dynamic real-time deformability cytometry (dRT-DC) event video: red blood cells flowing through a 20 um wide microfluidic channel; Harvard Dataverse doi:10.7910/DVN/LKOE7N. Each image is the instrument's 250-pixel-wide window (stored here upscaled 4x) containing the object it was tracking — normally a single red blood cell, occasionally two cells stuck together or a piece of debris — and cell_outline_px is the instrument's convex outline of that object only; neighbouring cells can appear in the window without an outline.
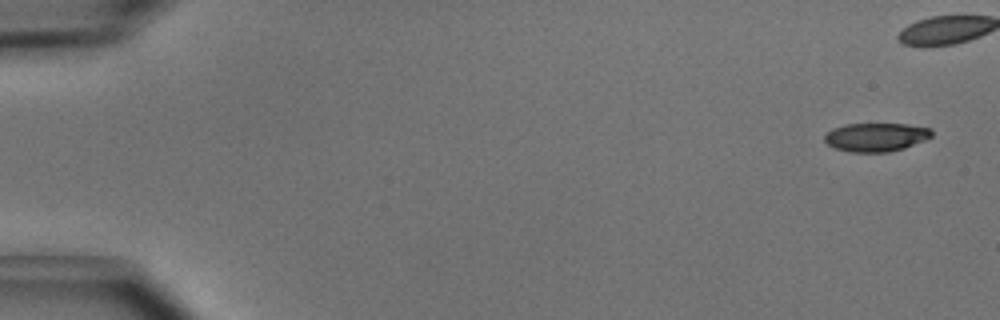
{"species": "common noctule bat (a hibernating species)", "species_latin": "Nyctalus noctula", "temperature_condition": "cold", "stored_images_in_passage": 5, "camera_frame_rate_fps": 3000, "um_per_image_px": 0.085, "animal": {"sex": "male", "body_mass_g": 15.6}, "frame": {"image": 1, "passage_image": 1, "time_ms": 0.0, "image_size_px": [1000, 320], "cell_outline_px": [[932, 136], [924, 140], [904, 148], [888, 152], [848, 152], [836, 148], [828, 144], [824, 140], [824, 136], [832, 128], [844, 124], [908, 124], [932, 128]], "centroid_in_image_um": [74.46, 11.65], "position_along_channel_um": 10.5, "area_um2": 17.86}}
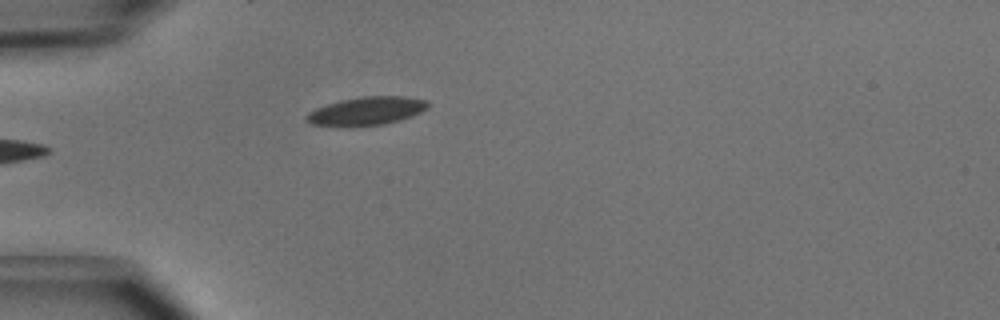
{"frame": {"image": 2, "passage_image": 5, "time_ms": 1.333, "image_size_px": [1000, 320], "cell_outline_px": [[432, 104], [428, 108], [412, 116], [400, 120], [384, 124], [352, 128], [312, 124], [304, 120], [304, 116], [308, 112], [316, 108], [340, 100], [360, 96], [404, 96], [428, 100]], "centroid_in_image_um": [31.15, 9.45], "position_along_channel_um": 53.8, "area_um2": 20.63}}